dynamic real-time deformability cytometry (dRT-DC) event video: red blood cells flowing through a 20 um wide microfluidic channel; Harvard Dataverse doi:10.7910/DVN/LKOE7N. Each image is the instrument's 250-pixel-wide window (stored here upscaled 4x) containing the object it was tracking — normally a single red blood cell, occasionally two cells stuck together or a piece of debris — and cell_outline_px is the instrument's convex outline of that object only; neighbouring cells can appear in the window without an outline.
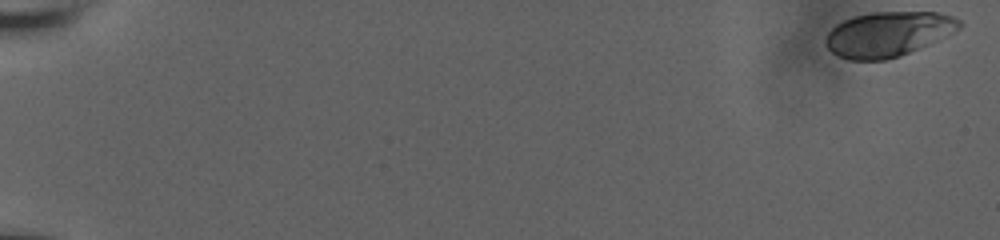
{"species": "human", "species_latin": "Homo sapiens", "temperature_condition": "room temperature", "stored_images_in_passage": 57, "camera_frame_rate_fps": 3000, "um_per_image_px": 0.085, "donor": {"sex": "male"}, "frame": {"image": 1, "passage_image": 1, "time_ms": 0.0, "image_size_px": [1000, 240], "cell_outline_px": [[964, 24], [960, 28], [920, 48], [900, 56], [884, 60], [848, 60], [832, 52], [824, 44], [824, 40], [828, 32], [836, 24], [844, 20], [856, 16], [872, 12], [936, 12], [952, 16], [960, 20]], "centroid_in_image_um": [75.47, 2.9], "position_along_channel_um": 9.5, "area_um2": 34.85}}
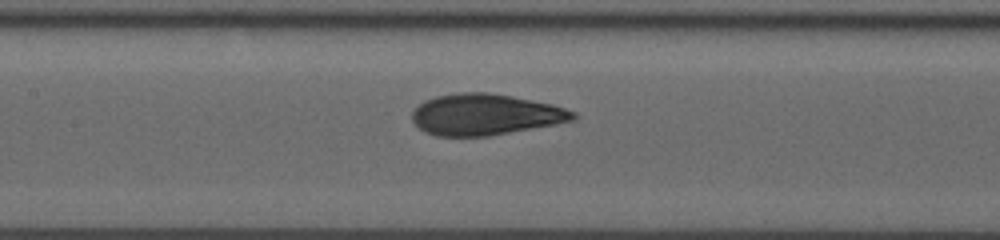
{"frame": {"image": 2, "passage_image": 30, "time_ms": 9.667, "image_size_px": [1000, 240], "cell_outline_px": [[576, 120], [556, 124], [488, 136], [436, 136], [424, 132], [412, 120], [412, 112], [424, 100], [436, 96], [460, 92], [488, 92], [512, 96], [552, 104], [576, 112]], "centroid_in_image_um": [41.25, 9.73], "position_along_channel_um": 166.1, "area_um2": 38.61}}
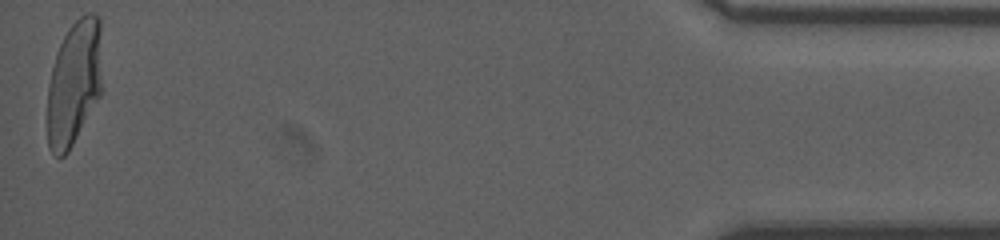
{"frame": {"image": 3, "passage_image": 57, "time_ms": 18.667, "image_size_px": [1000, 240], "cell_outline_px": [[100, 96], [68, 152], [64, 156], [56, 156], [48, 148], [48, 84], [56, 52], [68, 28], [80, 16], [88, 12], [96, 12], [100, 16]], "centroid_in_image_um": [6.29, 7.02], "position_along_channel_um": 428.9, "area_um2": 39.71}, "authors_computed_cell_mechanics": {"area_um2": 38.0902, "velocity_mm_per_s": 3.8125, "shape_relaxation_time_tau1_ms": 6.0905, "shape_relaxation_time_tau2_ms": null, "deformation_change_tau1": 0.2247, "deformation_change_tau2": null}}